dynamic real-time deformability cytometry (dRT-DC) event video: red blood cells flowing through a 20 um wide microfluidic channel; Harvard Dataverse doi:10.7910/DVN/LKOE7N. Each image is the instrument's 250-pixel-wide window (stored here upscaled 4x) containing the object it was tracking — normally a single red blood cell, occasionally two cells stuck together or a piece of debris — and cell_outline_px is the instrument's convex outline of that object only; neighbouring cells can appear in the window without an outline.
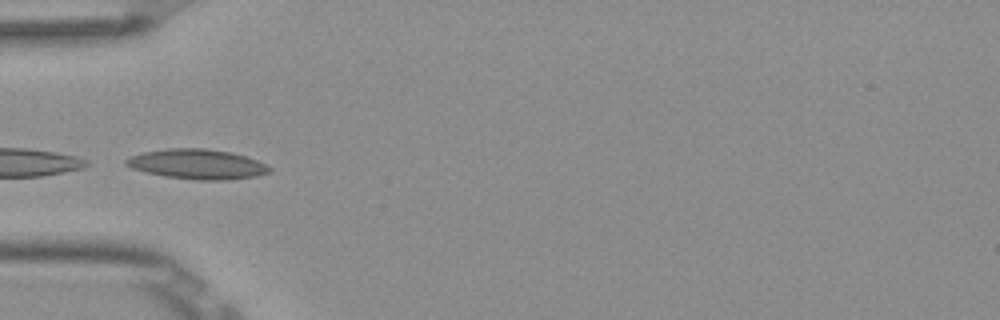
{"species": "Egyptian fruit bat (a non-hibernating species)", "species_latin": "Rousettus aegyptiacus", "temperature_condition": "room temperature", "stored_images_in_passage": 3, "camera_frame_rate_fps": 3000, "um_per_image_px": 0.085, "frame": {"image": 1, "passage_image": 1, "time_ms": 0.0, "image_size_px": [1000, 320], "cell_outline_px": [[272, 172], [256, 176], [224, 180], [196, 180], [164, 176], [132, 168], [124, 164], [124, 160], [132, 156], [144, 152], [168, 148], [204, 148], [232, 152], [256, 160], [272, 168]], "centroid_in_image_um": [16.78, 13.95], "position_along_channel_um": 68.2, "area_um2": 24.85}}
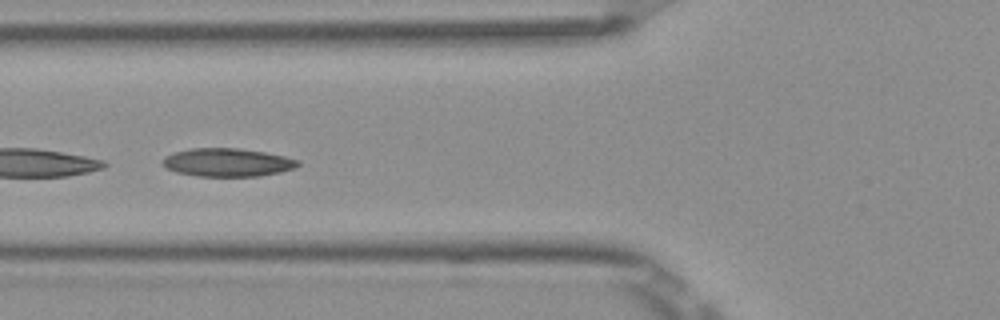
{"frame": {"image": 2, "passage_image": 2, "time_ms": 0.333, "image_size_px": [1000, 320], "cell_outline_px": [[300, 164], [296, 168], [280, 172], [260, 176], [196, 176], [176, 172], [168, 168], [164, 164], [164, 156], [176, 152], [192, 148], [236, 148], [264, 152], [284, 156], [300, 160]], "centroid_in_image_um": [19.38, 13.81], "position_along_channel_um": 106.4, "area_um2": 22.14}}
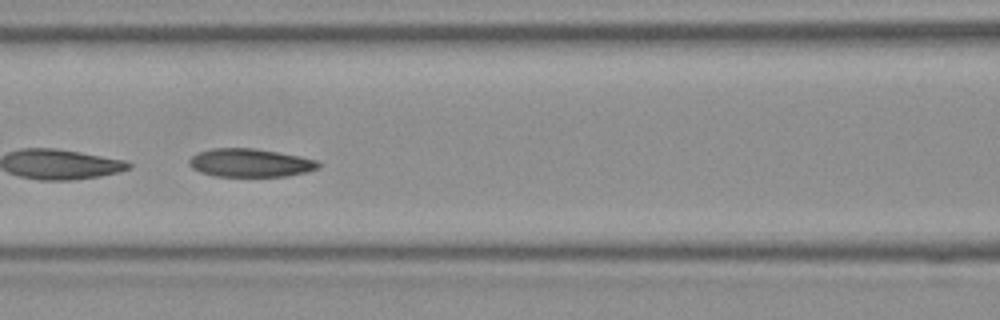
{"frame": {"image": 3, "passage_image": 3, "time_ms": 0.667, "image_size_px": [1000, 320], "cell_outline_px": [[320, 168], [308, 172], [288, 176], [216, 176], [200, 172], [192, 168], [188, 164], [188, 160], [192, 156], [200, 152], [212, 148], [256, 148], [300, 156], [316, 160], [320, 164]], "centroid_in_image_um": [21.29, 13.84], "position_along_channel_um": 145.3, "area_um2": 21.39}}